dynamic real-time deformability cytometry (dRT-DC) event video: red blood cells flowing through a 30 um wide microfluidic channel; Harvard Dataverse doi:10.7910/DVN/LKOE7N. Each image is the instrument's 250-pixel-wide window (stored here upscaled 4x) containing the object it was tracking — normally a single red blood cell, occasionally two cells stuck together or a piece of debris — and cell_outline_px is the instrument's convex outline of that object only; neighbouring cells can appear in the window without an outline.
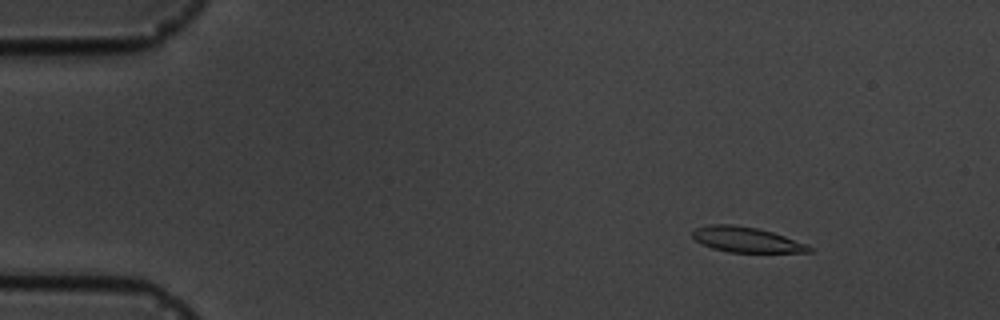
{"species": "common noctule bat (a hibernating species)", "species_latin": "Nyctalus noctula", "temperature_condition": "cold", "stored_images_in_passage": 4, "camera_frame_rate_fps": 3000, "um_per_image_px": 0.085, "animal": {"sex": "male", "body_mass_g": 19.5, "forearm_length_mm": 54.6}, "frame": {"image": 1, "passage_image": 2, "time_ms": 1.333, "image_size_px": [1000, 320], "cell_outline_px": [[812, 252], [728, 252], [712, 248], [700, 244], [692, 236], [692, 232], [696, 228], [708, 224], [732, 224], [756, 228], [772, 232], [784, 236], [804, 244], [812, 248]], "centroid_in_image_um": [63.37, 20.37], "position_along_channel_um": 21.6, "area_um2": 16.99}}
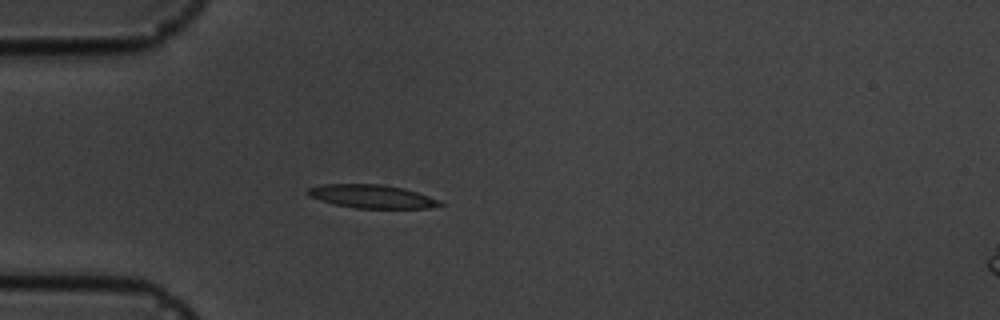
{"frame": {"image": 2, "passage_image": 4, "time_ms": 4.333, "image_size_px": [1000, 320], "cell_outline_px": [[444, 204], [428, 208], [356, 208], [336, 204], [320, 200], [304, 192], [308, 188], [324, 184], [384, 184], [404, 188], [440, 200]], "centroid_in_image_um": [31.62, 16.69], "position_along_channel_um": 53.4, "area_um2": 17.86}}